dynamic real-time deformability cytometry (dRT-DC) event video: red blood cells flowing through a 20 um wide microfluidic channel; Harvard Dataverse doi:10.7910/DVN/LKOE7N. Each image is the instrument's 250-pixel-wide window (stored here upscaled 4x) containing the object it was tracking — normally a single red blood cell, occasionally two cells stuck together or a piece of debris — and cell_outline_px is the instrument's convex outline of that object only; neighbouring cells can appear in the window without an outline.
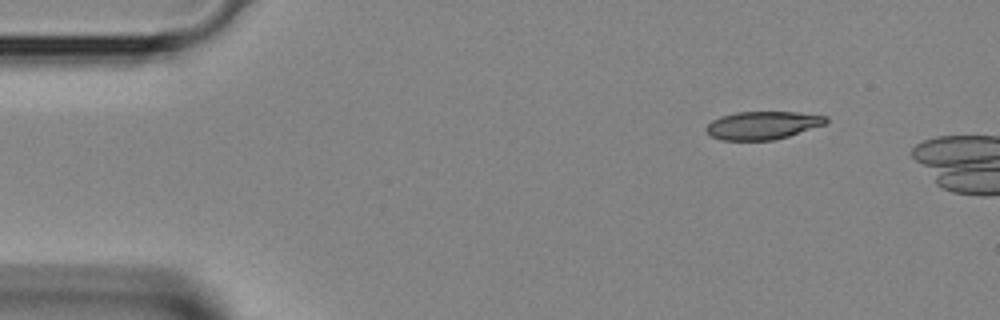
{"species": "Egyptian fruit bat (a non-hibernating species)", "species_latin": "Rousettus aegyptiacus", "temperature_condition": "room temperature", "stored_images_in_passage": 2, "camera_frame_rate_fps": 3000, "um_per_image_px": 0.085, "animal": {"sex": "female"}, "frame": {"image": 1, "passage_image": 1, "time_ms": 0.0, "image_size_px": [1000, 320], "cell_outline_px": [[828, 124], [788, 136], [772, 140], [720, 140], [712, 136], [704, 128], [712, 120], [720, 116], [736, 112], [796, 112], [828, 116]], "centroid_in_image_um": [64.85, 10.64], "position_along_channel_um": 20.1, "area_um2": 19.65}}